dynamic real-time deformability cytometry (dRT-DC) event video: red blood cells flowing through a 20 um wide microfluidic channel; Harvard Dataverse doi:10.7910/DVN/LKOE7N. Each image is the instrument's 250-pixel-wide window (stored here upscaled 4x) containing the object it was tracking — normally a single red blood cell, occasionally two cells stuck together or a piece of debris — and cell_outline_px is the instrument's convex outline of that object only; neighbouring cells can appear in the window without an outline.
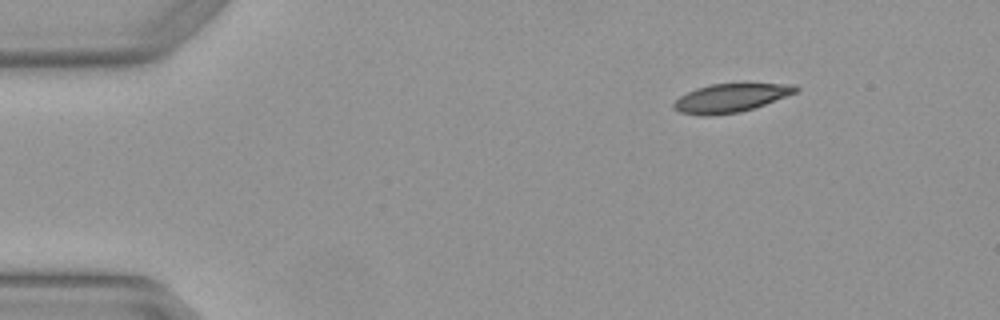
{"species": "Egyptian fruit bat (a non-hibernating species)", "species_latin": "Rousettus aegyptiacus", "temperature_condition": "warm", "stored_images_in_passage": 3, "camera_frame_rate_fps": 3000, "um_per_image_px": 0.085, "animal": {"sex": "female"}, "frame": {"image": 1, "passage_image": 2, "time_ms": 0.333, "image_size_px": [1000, 320], "cell_outline_px": [[800, 88], [796, 92], [764, 104], [740, 112], [712, 116], [700, 116], [680, 112], [672, 108], [672, 104], [680, 96], [696, 88], [712, 84], [744, 80], [796, 84]], "centroid_in_image_um": [62.16, 8.26], "position_along_channel_um": 22.8, "area_um2": 21.33}}